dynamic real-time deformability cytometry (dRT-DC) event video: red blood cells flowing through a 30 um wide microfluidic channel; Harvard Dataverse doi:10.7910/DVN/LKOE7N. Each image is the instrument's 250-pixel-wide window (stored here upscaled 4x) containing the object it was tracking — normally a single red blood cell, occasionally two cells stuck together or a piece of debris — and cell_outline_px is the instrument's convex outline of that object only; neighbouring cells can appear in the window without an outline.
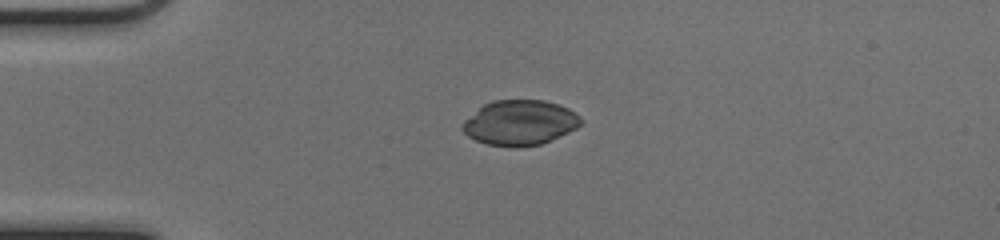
{"species": "common noctule bat (a hibernating species)", "species_latin": "Nyctalus noctula", "temperature_condition": "cold", "stored_images_in_passage": 39, "camera_frame_rate_fps": 3000, "um_per_image_px": 0.085, "animal": {"sex": "female", "body_mass_g": 17.0, "forearm_length_mm": 48.0}, "frame": {"image": 1, "passage_image": 1, "time_ms": 0.0, "image_size_px": [1000, 240], "cell_outline_px": [[580, 124], [576, 128], [568, 132], [540, 144], [516, 148], [488, 144], [476, 140], [468, 136], [460, 128], [460, 124], [464, 120], [484, 104], [492, 100], [544, 100], [568, 108], [580, 116]], "centroid_in_image_um": [44.14, 10.43], "position_along_channel_um": 40.9, "area_um2": 30.92}}
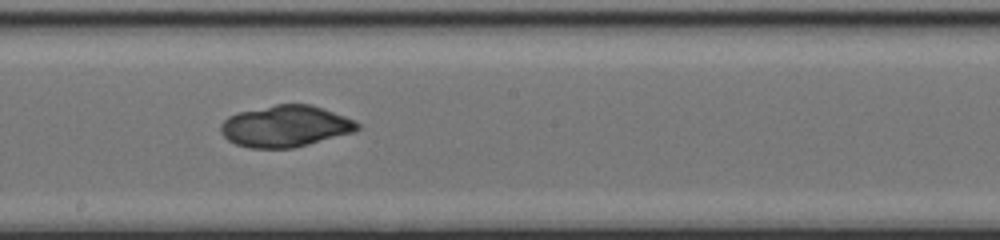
{"frame": {"image": 2, "passage_image": 17, "time_ms": 5.333, "image_size_px": [1000, 240], "cell_outline_px": [[360, 128], [356, 132], [292, 148], [248, 148], [236, 144], [228, 140], [220, 132], [220, 124], [228, 116], [236, 112], [276, 104], [308, 104], [356, 120], [360, 124]], "centroid_in_image_um": [24.25, 10.73], "position_along_channel_um": 224.0, "area_um2": 33.12}}
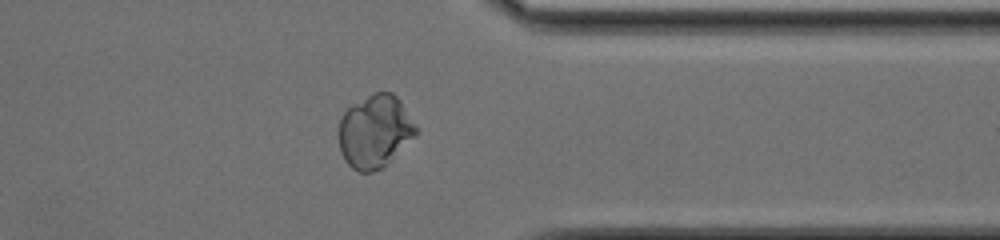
{"frame": {"image": 3, "passage_image": 29, "time_ms": 9.333, "image_size_px": [1000, 240], "cell_outline_px": [[420, 128], [416, 136], [380, 168], [372, 172], [360, 172], [352, 168], [344, 160], [340, 152], [340, 120], [344, 112], [352, 104], [372, 92], [392, 92], [400, 100]], "centroid_in_image_um": [31.89, 11.14], "position_along_channel_um": 379.5, "area_um2": 32.83}}